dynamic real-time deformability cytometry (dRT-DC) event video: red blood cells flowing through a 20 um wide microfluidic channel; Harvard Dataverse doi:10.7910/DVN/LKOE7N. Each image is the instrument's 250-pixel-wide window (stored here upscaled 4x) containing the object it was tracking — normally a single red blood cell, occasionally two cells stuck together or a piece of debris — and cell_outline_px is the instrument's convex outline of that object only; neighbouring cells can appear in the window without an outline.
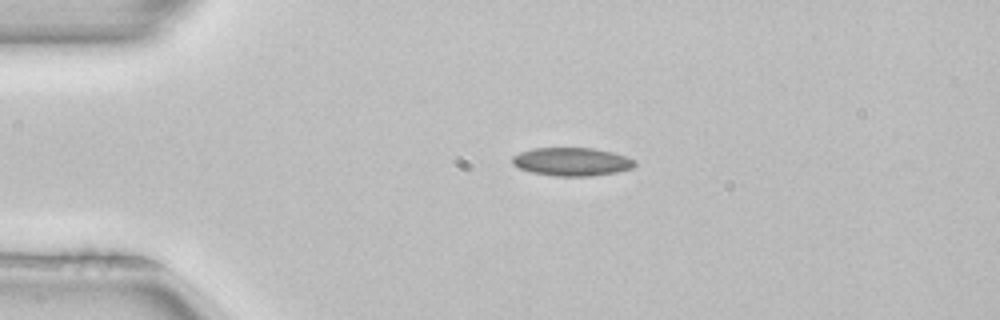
{"species": "common noctule bat (a hibernating species)", "species_latin": "Nyctalus noctula", "temperature_condition": "room temperature", "stored_images_in_passage": 2, "camera_frame_rate_fps": 3000, "um_per_image_px": 0.085, "animal": {"sex": "female", "body_mass_g": 22.7, "forearm_length_mm": 54.2}, "frame": {"image": 1, "passage_image": 1, "time_ms": 0.0, "image_size_px": [1000, 320], "cell_outline_px": [[636, 164], [632, 168], [616, 172], [592, 176], [556, 176], [532, 172], [520, 168], [512, 164], [512, 156], [520, 152], [532, 148], [592, 148], [612, 152], [636, 160]], "centroid_in_image_um": [48.6, 13.74], "position_along_channel_um": 36.4, "area_um2": 20.11}}